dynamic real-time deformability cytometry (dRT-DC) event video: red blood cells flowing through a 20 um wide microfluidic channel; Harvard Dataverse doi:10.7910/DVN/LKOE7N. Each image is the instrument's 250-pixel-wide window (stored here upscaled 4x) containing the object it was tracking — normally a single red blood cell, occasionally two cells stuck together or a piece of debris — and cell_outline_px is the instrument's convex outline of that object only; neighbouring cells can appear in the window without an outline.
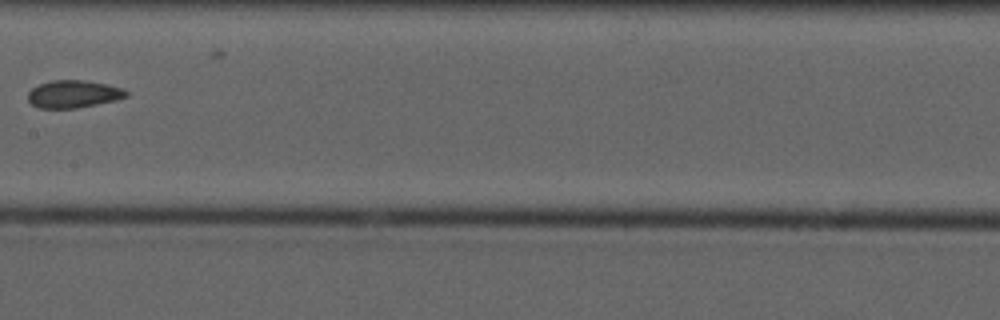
{"species": "common noctule bat (a hibernating species)", "species_latin": "Nyctalus noctula", "temperature_condition": "cold", "stored_images_in_passage": 11, "camera_frame_rate_fps": 3000, "um_per_image_px": 0.085, "animal": {"sex": "male", "forearm_length_mm": 52.5}, "frame": {"image": 1, "passage_image": 9, "time_ms": 10.0, "image_size_px": [1000, 320], "cell_outline_px": [[128, 96], [116, 100], [76, 108], [40, 108], [32, 104], [28, 100], [28, 92], [32, 88], [40, 84], [52, 80], [88, 80], [108, 84], [124, 88], [128, 92]], "centroid_in_image_um": [6.27, 7.98], "position_along_channel_um": 201.1, "area_um2": 15.84}}
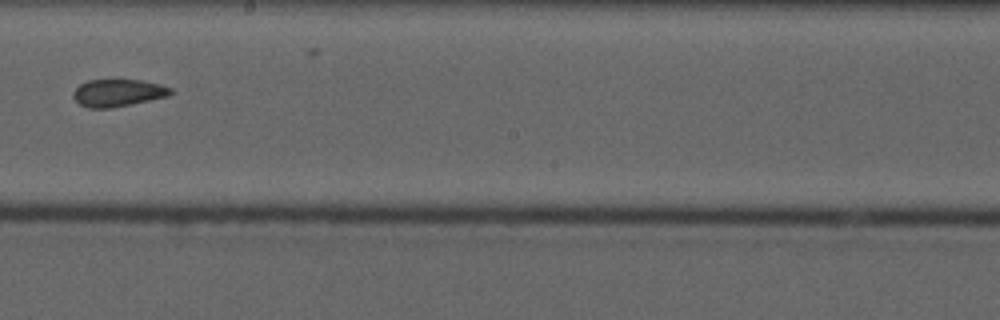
{"frame": {"image": 2, "passage_image": 10, "time_ms": 11.0, "image_size_px": [1000, 320], "cell_outline_px": [[172, 92], [168, 96], [132, 104], [112, 108], [88, 108], [80, 104], [72, 96], [72, 92], [80, 84], [88, 80], [140, 80], [160, 84], [172, 88]], "centroid_in_image_um": [10.01, 7.9], "position_along_channel_um": 238.2, "area_um2": 15.49}}